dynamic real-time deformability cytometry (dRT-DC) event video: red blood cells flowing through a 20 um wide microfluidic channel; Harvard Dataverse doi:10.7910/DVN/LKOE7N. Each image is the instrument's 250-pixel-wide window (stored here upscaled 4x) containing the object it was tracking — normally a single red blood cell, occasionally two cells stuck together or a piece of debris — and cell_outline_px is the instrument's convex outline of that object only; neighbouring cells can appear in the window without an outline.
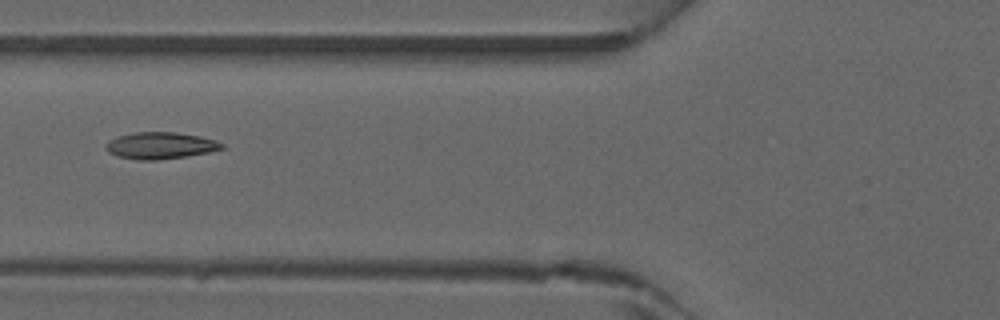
{"species": "common noctule bat (a hibernating species)", "species_latin": "Nyctalus noctula", "temperature_condition": "warm", "stored_images_in_passage": 35, "camera_frame_rate_fps": 3000, "um_per_image_px": 0.085, "animal": {"sex": "male", "forearm_length_mm": 52.5}, "frame": {"image": 1, "passage_image": 8, "time_ms": 2.333, "image_size_px": [1000, 320], "cell_outline_px": [[224, 148], [208, 152], [184, 156], [156, 160], [140, 160], [120, 156], [108, 152], [104, 148], [104, 144], [108, 140], [116, 136], [136, 132], [176, 132], [200, 136], [216, 140], [224, 144]], "centroid_in_image_um": [13.6, 12.36], "position_along_channel_um": 112.2, "area_um2": 18.03}}
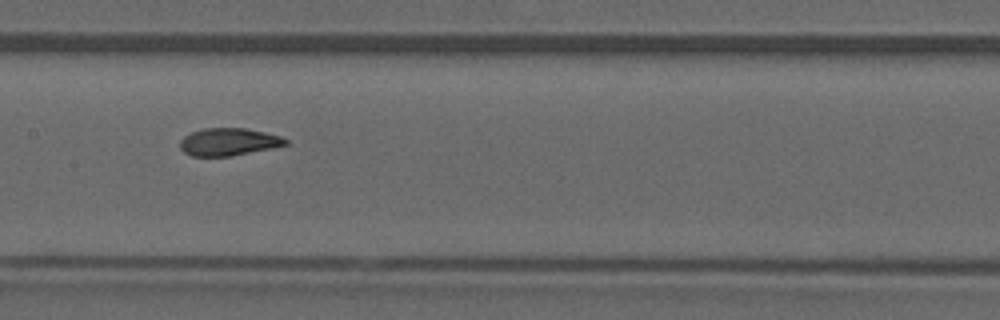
{"frame": {"image": 2, "passage_image": 13, "time_ms": 4.0, "image_size_px": [1000, 320], "cell_outline_px": [[288, 144], [272, 148], [232, 156], [192, 156], [184, 152], [180, 148], [180, 140], [184, 136], [192, 132], [204, 128], [244, 128], [264, 132], [280, 136], [288, 140]], "centroid_in_image_um": [19.42, 12.06], "position_along_channel_um": 188.0, "area_um2": 16.88}}
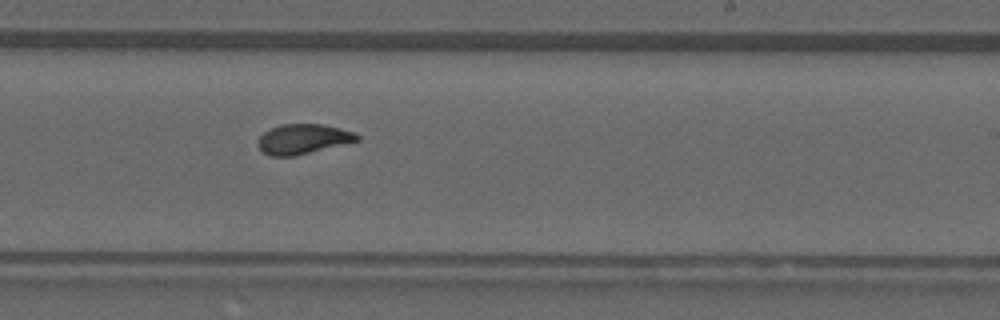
{"frame": {"image": 3, "passage_image": 18, "time_ms": 5.667, "image_size_px": [1000, 320], "cell_outline_px": [[360, 140], [296, 156], [272, 156], [264, 152], [256, 144], [260, 136], [264, 132], [272, 128], [284, 124], [320, 124], [340, 128], [352, 132], [360, 136]], "centroid_in_image_um": [25.76, 11.82], "position_along_channel_um": 263.2, "area_um2": 17.11}}